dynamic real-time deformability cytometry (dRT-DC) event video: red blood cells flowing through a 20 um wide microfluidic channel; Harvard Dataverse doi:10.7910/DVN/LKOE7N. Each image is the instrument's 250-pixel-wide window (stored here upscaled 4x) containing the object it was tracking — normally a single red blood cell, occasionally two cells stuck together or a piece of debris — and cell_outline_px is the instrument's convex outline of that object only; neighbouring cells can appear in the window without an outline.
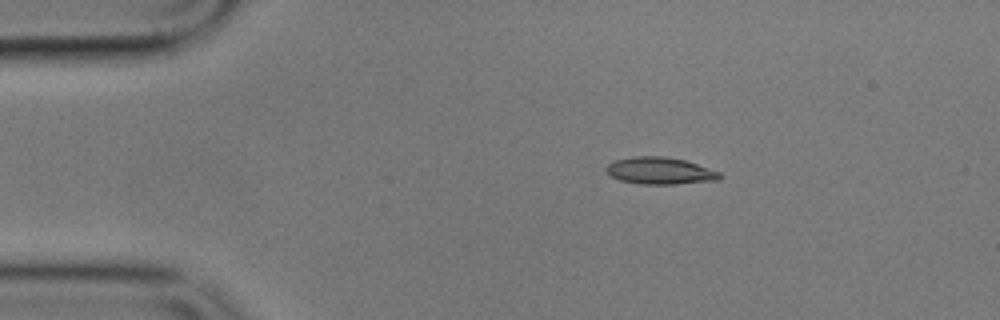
{"species": "common noctule bat (a hibernating species)", "species_latin": "Nyctalus noctula", "temperature_condition": "cold", "stored_images_in_passage": 3, "camera_frame_rate_fps": 3000, "um_per_image_px": 0.085, "animal": {"sex": "male", "body_mass_g": 17.9}, "frame": {"image": 1, "passage_image": 3, "time_ms": 2.333, "image_size_px": [1000, 320], "cell_outline_px": [[724, 176], [720, 180], [676, 184], [640, 184], [620, 180], [612, 176], [604, 168], [608, 164], [616, 160], [632, 156], [664, 156], [684, 160], [720, 172]], "centroid_in_image_um": [56.12, 14.52], "position_along_channel_um": 28.9, "area_um2": 17.86}}